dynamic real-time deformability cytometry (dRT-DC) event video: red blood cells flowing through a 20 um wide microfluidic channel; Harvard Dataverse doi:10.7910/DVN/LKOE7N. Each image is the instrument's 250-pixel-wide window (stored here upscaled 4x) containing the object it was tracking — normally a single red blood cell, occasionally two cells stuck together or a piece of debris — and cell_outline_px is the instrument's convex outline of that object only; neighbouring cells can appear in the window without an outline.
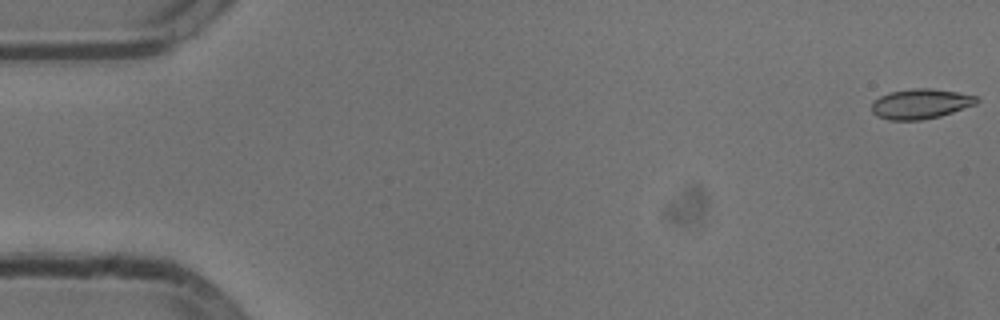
{"species": "common noctule bat (a hibernating species)", "species_latin": "Nyctalus noctula", "temperature_condition": "cold", "stored_images_in_passage": 54, "camera_frame_rate_fps": 3000, "um_per_image_px": 0.085, "animal": {"sex": "male", "body_mass_g": 13.3}, "frame": {"image": 1, "passage_image": 1, "time_ms": 0.0, "image_size_px": [1000, 320], "cell_outline_px": [[980, 100], [976, 104], [940, 116], [920, 120], [888, 120], [876, 116], [872, 112], [872, 104], [880, 96], [892, 92], [912, 88], [932, 88], [956, 92], [976, 96]], "centroid_in_image_um": [78.25, 8.83], "position_along_channel_um": 6.8, "area_um2": 18.21}}
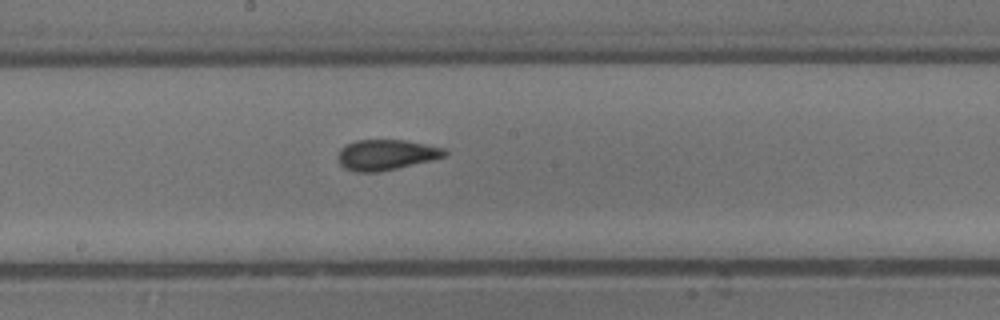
{"frame": {"image": 2, "passage_image": 29, "time_ms": 9.333, "image_size_px": [1000, 320], "cell_outline_px": [[448, 156], [432, 160], [380, 172], [356, 172], [344, 168], [340, 164], [336, 156], [340, 148], [344, 144], [356, 140], [404, 140], [444, 148], [448, 152]], "centroid_in_image_um": [32.79, 13.16], "position_along_channel_um": 215.4, "area_um2": 19.19}}
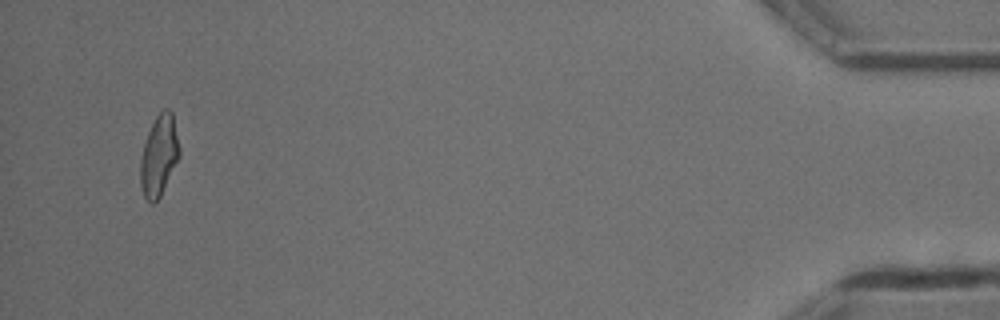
{"frame": {"image": 3, "passage_image": 52, "time_ms": 17.0, "image_size_px": [1000, 320], "cell_outline_px": [[180, 156], [160, 196], [152, 204], [144, 196], [140, 184], [140, 160], [144, 144], [148, 132], [156, 116], [164, 108], [168, 108], [172, 112], [180, 148]], "centroid_in_image_um": [13.52, 13.21], "position_along_channel_um": 421.7, "area_um2": 18.21}, "authors_computed_cell_mechanics": {"area_um2": 18.6116, "velocity_mm_per_s": 3.8118, "shape_relaxation_time_tau1_ms": 10.4436, "shape_relaxation_time_tau2_ms": 1.8247, "deformation_change_tau1": 0.1941, "deformation_change_tau2": 0.0637}}